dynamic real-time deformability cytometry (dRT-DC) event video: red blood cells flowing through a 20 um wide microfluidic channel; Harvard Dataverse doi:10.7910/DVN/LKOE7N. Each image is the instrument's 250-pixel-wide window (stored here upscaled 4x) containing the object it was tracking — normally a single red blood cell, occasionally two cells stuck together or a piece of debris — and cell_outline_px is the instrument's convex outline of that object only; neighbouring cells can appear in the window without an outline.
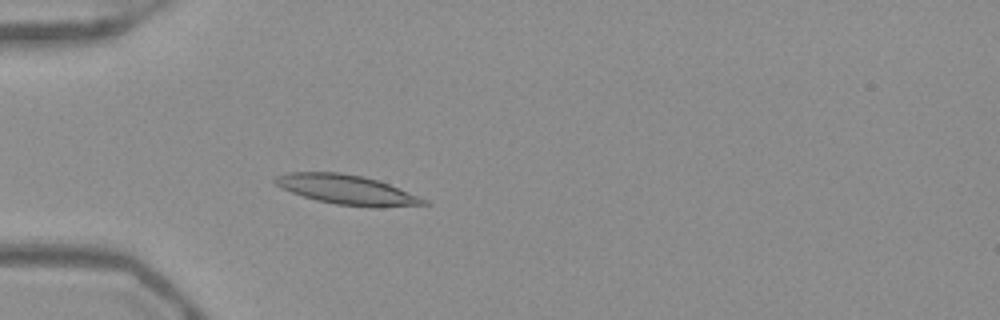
{"species": "Egyptian fruit bat (a non-hibernating species)", "species_latin": "Rousettus aegyptiacus", "temperature_condition": "warm", "stored_images_in_passage": 52, "camera_frame_rate_fps": 3000, "um_per_image_px": 0.085, "frame": {"image": 1, "passage_image": 15, "time_ms": 4.667, "image_size_px": [1000, 320], "cell_outline_px": [[432, 204], [376, 208], [336, 204], [316, 200], [292, 192], [276, 184], [272, 180], [276, 176], [288, 172], [340, 172], [364, 176], [388, 184], [428, 200]], "centroid_in_image_um": [29.51, 16.13], "position_along_channel_um": 55.5, "area_um2": 25.49}}
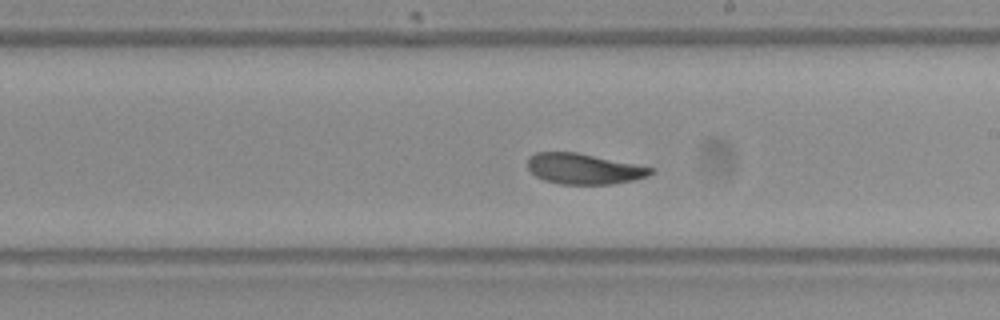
{"frame": {"image": 2, "passage_image": 30, "time_ms": 9.667, "image_size_px": [1000, 320], "cell_outline_px": [[656, 172], [648, 176], [632, 180], [612, 184], [560, 184], [544, 180], [536, 176], [528, 168], [528, 156], [536, 152], [576, 152], [656, 168]], "centroid_in_image_um": [49.65, 14.35], "position_along_channel_um": 239.4, "area_um2": 22.02}}
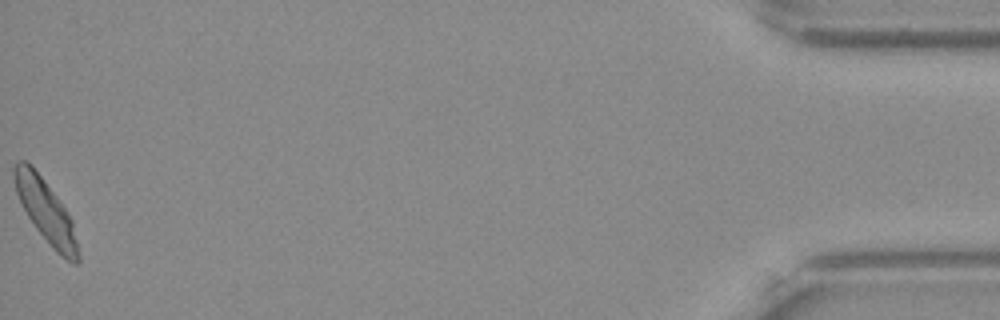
{"frame": {"image": 3, "passage_image": 52, "time_ms": 17.0, "image_size_px": [1000, 320], "cell_outline_px": [[80, 264], [72, 264], [56, 252], [52, 248], [36, 228], [28, 216], [16, 192], [12, 176], [12, 168], [16, 160], [24, 160], [32, 164], [64, 208], [72, 220], [80, 256]], "centroid_in_image_um": [3.88, 17.94], "position_along_channel_um": 431.3, "area_um2": 23.18}, "authors_computed_cell_mechanics": {"area_um2": 23.2067, "velocity_mm_per_s": 3.8771, "shape_relaxation_time_tau1_ms": 5.4469, "shape_relaxation_time_tau2_ms": 5.0981, "deformation_change_tau1": 0.1491, "deformation_change_tau2": 0.1008}}